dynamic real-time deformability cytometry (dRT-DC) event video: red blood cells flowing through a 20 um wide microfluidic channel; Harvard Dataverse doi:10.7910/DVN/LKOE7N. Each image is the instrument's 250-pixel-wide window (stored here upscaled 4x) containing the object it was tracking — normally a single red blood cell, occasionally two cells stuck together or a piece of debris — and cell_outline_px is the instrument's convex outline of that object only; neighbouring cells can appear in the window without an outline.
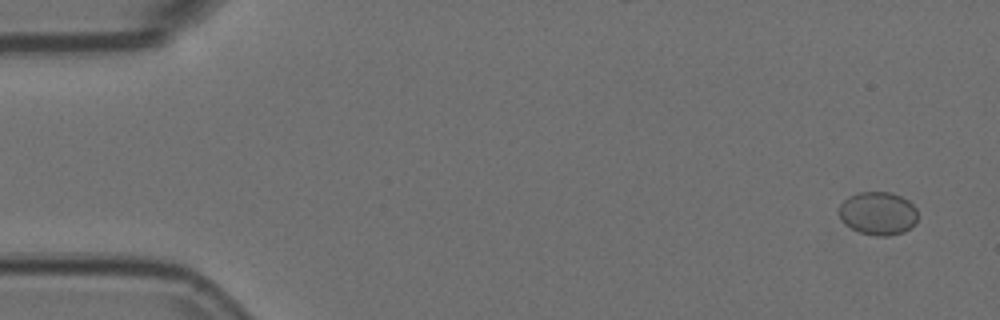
{"species": "Egyptian fruit bat (a non-hibernating species)", "species_latin": "Rousettus aegyptiacus", "temperature_condition": "room temperature", "stored_images_in_passage": 4, "camera_frame_rate_fps": 3000, "um_per_image_px": 0.085, "animal": {"sex": "female"}, "frame": {"image": 1, "passage_image": 1, "time_ms": 0.0, "image_size_px": [1000, 320], "cell_outline_px": [[916, 224], [904, 232], [888, 236], [876, 236], [860, 232], [844, 224], [840, 216], [840, 204], [848, 196], [856, 192], [892, 192], [908, 200], [916, 208]], "centroid_in_image_um": [74.63, 18.13], "position_along_channel_um": 10.4, "area_um2": 19.88}}
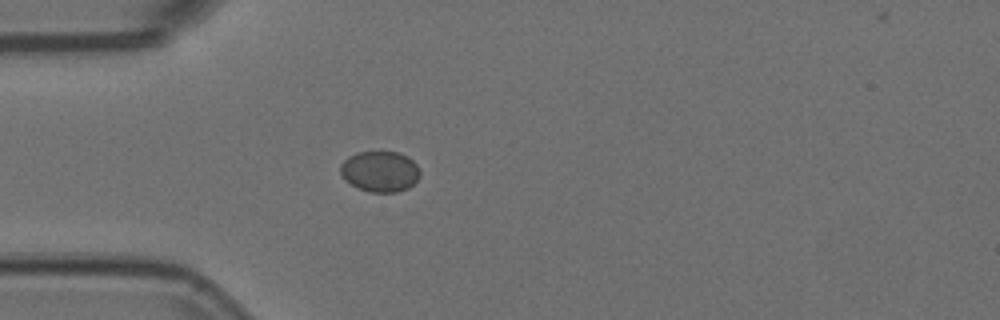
{"frame": {"image": 2, "passage_image": 4, "time_ms": 1.0, "image_size_px": [1000, 320], "cell_outline_px": [[420, 176], [408, 188], [396, 192], [368, 192], [352, 184], [340, 172], [340, 164], [348, 156], [356, 152], [400, 152], [408, 156], [416, 164], [420, 172]], "centroid_in_image_um": [32.31, 14.55], "position_along_channel_um": 52.7, "area_um2": 18.79}}